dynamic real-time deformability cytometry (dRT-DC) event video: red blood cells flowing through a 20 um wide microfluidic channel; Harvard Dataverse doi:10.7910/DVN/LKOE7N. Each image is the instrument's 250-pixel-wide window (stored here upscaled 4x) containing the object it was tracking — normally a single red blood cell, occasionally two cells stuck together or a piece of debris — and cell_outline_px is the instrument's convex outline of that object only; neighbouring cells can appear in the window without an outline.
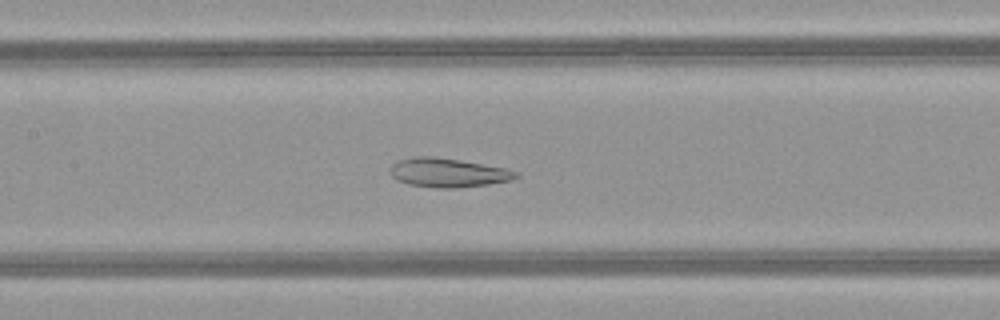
{"species": "common noctule bat (a hibernating species)", "species_latin": "Nyctalus noctula", "temperature_condition": "warm", "stored_images_in_passage": 51, "camera_frame_rate_fps": 3000, "um_per_image_px": 0.085, "animal": {"sex": "female", "body_mass_g": 21.9}, "frame": {"image": 1, "passage_image": 24, "time_ms": 7.667, "image_size_px": [1000, 320], "cell_outline_px": [[520, 176], [512, 180], [488, 184], [452, 188], [436, 188], [408, 184], [396, 180], [388, 172], [392, 164], [396, 160], [412, 156], [432, 156], [460, 160], [508, 168], [520, 172]], "centroid_in_image_um": [38.07, 14.66], "position_along_channel_um": 169.3, "area_um2": 21.62}}
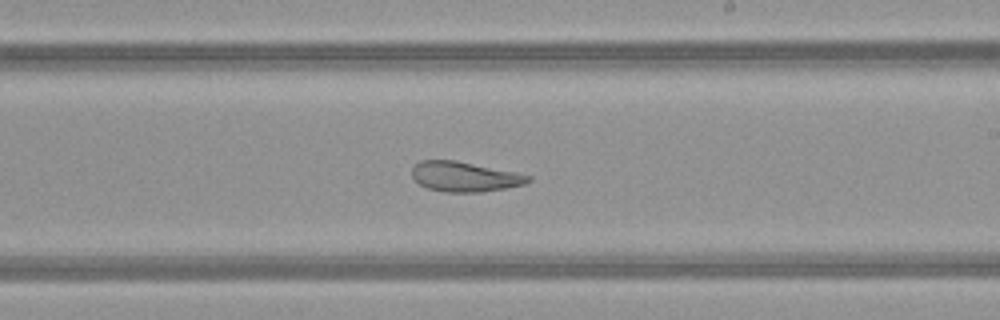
{"frame": {"image": 2, "passage_image": 30, "time_ms": 9.667, "image_size_px": [1000, 320], "cell_outline_px": [[532, 180], [524, 184], [504, 188], [480, 192], [444, 192], [428, 188], [420, 184], [412, 176], [412, 168], [420, 160], [456, 160], [516, 172], [532, 176]], "centroid_in_image_um": [39.5, 15.01], "position_along_channel_um": 249.5, "area_um2": 20.23}}
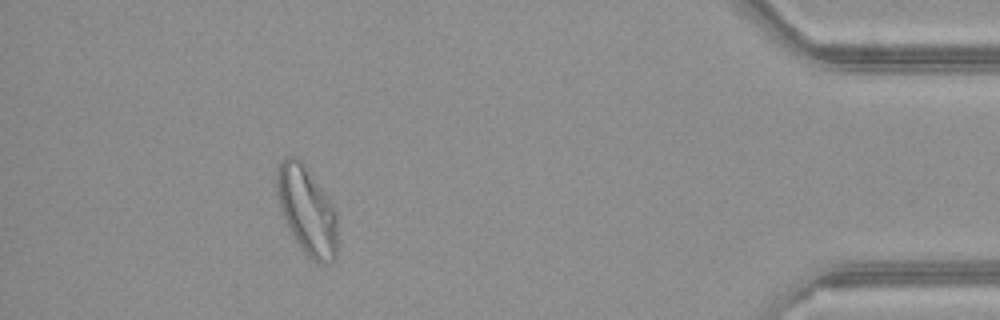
{"frame": {"image": 3, "passage_image": 46, "time_ms": 15.0, "image_size_px": [1000, 320], "cell_outline_px": [[336, 256], [332, 264], [316, 264], [300, 248], [280, 208], [276, 196], [276, 176], [280, 164], [288, 156], [296, 156], [304, 164], [324, 192], [332, 204], [336, 212]], "centroid_in_image_um": [26.09, 17.92], "position_along_channel_um": 409.1, "area_um2": 30.81}, "authors_computed_cell_mechanics": {"area_um2": 28.4376, "velocity_mm_per_s": 4.0264, "shape_relaxation_time_tau1_ms": null, "shape_relaxation_time_tau2_ms": 1.8228, "deformation_change_tau1": null, "deformation_change_tau2": 0.0931}}